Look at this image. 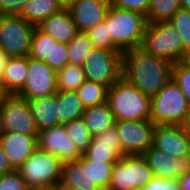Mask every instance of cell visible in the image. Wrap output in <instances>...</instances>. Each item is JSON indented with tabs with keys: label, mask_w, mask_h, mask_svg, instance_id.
Returning a JSON list of instances; mask_svg holds the SVG:
<instances>
[{
	"label": "cell",
	"mask_w": 190,
	"mask_h": 190,
	"mask_svg": "<svg viewBox=\"0 0 190 190\" xmlns=\"http://www.w3.org/2000/svg\"><path fill=\"white\" fill-rule=\"evenodd\" d=\"M174 63L142 48L122 53V77L152 98L172 79Z\"/></svg>",
	"instance_id": "obj_1"
},
{
	"label": "cell",
	"mask_w": 190,
	"mask_h": 190,
	"mask_svg": "<svg viewBox=\"0 0 190 190\" xmlns=\"http://www.w3.org/2000/svg\"><path fill=\"white\" fill-rule=\"evenodd\" d=\"M113 44L123 53L141 48L148 22L146 15L110 5L104 20Z\"/></svg>",
	"instance_id": "obj_2"
},
{
	"label": "cell",
	"mask_w": 190,
	"mask_h": 190,
	"mask_svg": "<svg viewBox=\"0 0 190 190\" xmlns=\"http://www.w3.org/2000/svg\"><path fill=\"white\" fill-rule=\"evenodd\" d=\"M107 101L116 122L150 119L151 98L123 77L108 89Z\"/></svg>",
	"instance_id": "obj_3"
},
{
	"label": "cell",
	"mask_w": 190,
	"mask_h": 190,
	"mask_svg": "<svg viewBox=\"0 0 190 190\" xmlns=\"http://www.w3.org/2000/svg\"><path fill=\"white\" fill-rule=\"evenodd\" d=\"M63 161L37 148L17 169L30 190H49L62 179Z\"/></svg>",
	"instance_id": "obj_4"
},
{
	"label": "cell",
	"mask_w": 190,
	"mask_h": 190,
	"mask_svg": "<svg viewBox=\"0 0 190 190\" xmlns=\"http://www.w3.org/2000/svg\"><path fill=\"white\" fill-rule=\"evenodd\" d=\"M190 109V103L171 79L151 98L150 120L155 125L180 126Z\"/></svg>",
	"instance_id": "obj_5"
},
{
	"label": "cell",
	"mask_w": 190,
	"mask_h": 190,
	"mask_svg": "<svg viewBox=\"0 0 190 190\" xmlns=\"http://www.w3.org/2000/svg\"><path fill=\"white\" fill-rule=\"evenodd\" d=\"M141 48L147 54L173 63L182 61L186 52L179 32L168 21L148 23Z\"/></svg>",
	"instance_id": "obj_6"
},
{
	"label": "cell",
	"mask_w": 190,
	"mask_h": 190,
	"mask_svg": "<svg viewBox=\"0 0 190 190\" xmlns=\"http://www.w3.org/2000/svg\"><path fill=\"white\" fill-rule=\"evenodd\" d=\"M81 66L85 79L109 89L122 77V52L93 47Z\"/></svg>",
	"instance_id": "obj_7"
},
{
	"label": "cell",
	"mask_w": 190,
	"mask_h": 190,
	"mask_svg": "<svg viewBox=\"0 0 190 190\" xmlns=\"http://www.w3.org/2000/svg\"><path fill=\"white\" fill-rule=\"evenodd\" d=\"M152 178V170L143 155H124L113 166L107 190H138Z\"/></svg>",
	"instance_id": "obj_8"
},
{
	"label": "cell",
	"mask_w": 190,
	"mask_h": 190,
	"mask_svg": "<svg viewBox=\"0 0 190 190\" xmlns=\"http://www.w3.org/2000/svg\"><path fill=\"white\" fill-rule=\"evenodd\" d=\"M34 29L21 16H0V49L8 57H27Z\"/></svg>",
	"instance_id": "obj_9"
},
{
	"label": "cell",
	"mask_w": 190,
	"mask_h": 190,
	"mask_svg": "<svg viewBox=\"0 0 190 190\" xmlns=\"http://www.w3.org/2000/svg\"><path fill=\"white\" fill-rule=\"evenodd\" d=\"M155 124L150 120L117 121L115 127L124 155H143L153 145Z\"/></svg>",
	"instance_id": "obj_10"
},
{
	"label": "cell",
	"mask_w": 190,
	"mask_h": 190,
	"mask_svg": "<svg viewBox=\"0 0 190 190\" xmlns=\"http://www.w3.org/2000/svg\"><path fill=\"white\" fill-rule=\"evenodd\" d=\"M4 132L38 135L28 100L9 94L0 106Z\"/></svg>",
	"instance_id": "obj_11"
},
{
	"label": "cell",
	"mask_w": 190,
	"mask_h": 190,
	"mask_svg": "<svg viewBox=\"0 0 190 190\" xmlns=\"http://www.w3.org/2000/svg\"><path fill=\"white\" fill-rule=\"evenodd\" d=\"M56 93V71L44 61L28 56V77L25 85L16 95L26 100H33Z\"/></svg>",
	"instance_id": "obj_12"
},
{
	"label": "cell",
	"mask_w": 190,
	"mask_h": 190,
	"mask_svg": "<svg viewBox=\"0 0 190 190\" xmlns=\"http://www.w3.org/2000/svg\"><path fill=\"white\" fill-rule=\"evenodd\" d=\"M38 148L60 158L63 162L78 160L82 154L67 134L64 125H57L40 131L37 136Z\"/></svg>",
	"instance_id": "obj_13"
},
{
	"label": "cell",
	"mask_w": 190,
	"mask_h": 190,
	"mask_svg": "<svg viewBox=\"0 0 190 190\" xmlns=\"http://www.w3.org/2000/svg\"><path fill=\"white\" fill-rule=\"evenodd\" d=\"M153 177L179 180L189 169L188 157L178 158L169 156L165 151L155 148L153 145L143 154Z\"/></svg>",
	"instance_id": "obj_14"
},
{
	"label": "cell",
	"mask_w": 190,
	"mask_h": 190,
	"mask_svg": "<svg viewBox=\"0 0 190 190\" xmlns=\"http://www.w3.org/2000/svg\"><path fill=\"white\" fill-rule=\"evenodd\" d=\"M111 0H77L66 9L78 32H86L105 20Z\"/></svg>",
	"instance_id": "obj_15"
},
{
	"label": "cell",
	"mask_w": 190,
	"mask_h": 190,
	"mask_svg": "<svg viewBox=\"0 0 190 190\" xmlns=\"http://www.w3.org/2000/svg\"><path fill=\"white\" fill-rule=\"evenodd\" d=\"M153 146L178 158L190 155V137L177 125H156Z\"/></svg>",
	"instance_id": "obj_16"
},
{
	"label": "cell",
	"mask_w": 190,
	"mask_h": 190,
	"mask_svg": "<svg viewBox=\"0 0 190 190\" xmlns=\"http://www.w3.org/2000/svg\"><path fill=\"white\" fill-rule=\"evenodd\" d=\"M83 156L92 162L116 163L124 154L116 127L93 136L91 145Z\"/></svg>",
	"instance_id": "obj_17"
},
{
	"label": "cell",
	"mask_w": 190,
	"mask_h": 190,
	"mask_svg": "<svg viewBox=\"0 0 190 190\" xmlns=\"http://www.w3.org/2000/svg\"><path fill=\"white\" fill-rule=\"evenodd\" d=\"M37 136L12 132H3L0 135V143L14 170L19 169L38 148Z\"/></svg>",
	"instance_id": "obj_18"
},
{
	"label": "cell",
	"mask_w": 190,
	"mask_h": 190,
	"mask_svg": "<svg viewBox=\"0 0 190 190\" xmlns=\"http://www.w3.org/2000/svg\"><path fill=\"white\" fill-rule=\"evenodd\" d=\"M61 183L75 189L101 190L91 186L90 160L83 155L78 160L63 162Z\"/></svg>",
	"instance_id": "obj_19"
},
{
	"label": "cell",
	"mask_w": 190,
	"mask_h": 190,
	"mask_svg": "<svg viewBox=\"0 0 190 190\" xmlns=\"http://www.w3.org/2000/svg\"><path fill=\"white\" fill-rule=\"evenodd\" d=\"M41 31L52 36L57 42L69 43L78 30L66 8L49 16L37 26Z\"/></svg>",
	"instance_id": "obj_20"
},
{
	"label": "cell",
	"mask_w": 190,
	"mask_h": 190,
	"mask_svg": "<svg viewBox=\"0 0 190 190\" xmlns=\"http://www.w3.org/2000/svg\"><path fill=\"white\" fill-rule=\"evenodd\" d=\"M28 104L38 132L59 125L57 93L28 100Z\"/></svg>",
	"instance_id": "obj_21"
},
{
	"label": "cell",
	"mask_w": 190,
	"mask_h": 190,
	"mask_svg": "<svg viewBox=\"0 0 190 190\" xmlns=\"http://www.w3.org/2000/svg\"><path fill=\"white\" fill-rule=\"evenodd\" d=\"M28 77V56L9 57L6 61L1 84L8 94H17Z\"/></svg>",
	"instance_id": "obj_22"
},
{
	"label": "cell",
	"mask_w": 190,
	"mask_h": 190,
	"mask_svg": "<svg viewBox=\"0 0 190 190\" xmlns=\"http://www.w3.org/2000/svg\"><path fill=\"white\" fill-rule=\"evenodd\" d=\"M82 118L92 136L105 132L116 123L108 101L86 108Z\"/></svg>",
	"instance_id": "obj_23"
},
{
	"label": "cell",
	"mask_w": 190,
	"mask_h": 190,
	"mask_svg": "<svg viewBox=\"0 0 190 190\" xmlns=\"http://www.w3.org/2000/svg\"><path fill=\"white\" fill-rule=\"evenodd\" d=\"M63 6L59 0H30L25 4L21 17L37 27L49 16L60 12Z\"/></svg>",
	"instance_id": "obj_24"
},
{
	"label": "cell",
	"mask_w": 190,
	"mask_h": 190,
	"mask_svg": "<svg viewBox=\"0 0 190 190\" xmlns=\"http://www.w3.org/2000/svg\"><path fill=\"white\" fill-rule=\"evenodd\" d=\"M58 123L65 125L81 118L85 110L77 91H57Z\"/></svg>",
	"instance_id": "obj_25"
},
{
	"label": "cell",
	"mask_w": 190,
	"mask_h": 190,
	"mask_svg": "<svg viewBox=\"0 0 190 190\" xmlns=\"http://www.w3.org/2000/svg\"><path fill=\"white\" fill-rule=\"evenodd\" d=\"M57 91H77L86 80L81 65L68 64L56 72Z\"/></svg>",
	"instance_id": "obj_26"
},
{
	"label": "cell",
	"mask_w": 190,
	"mask_h": 190,
	"mask_svg": "<svg viewBox=\"0 0 190 190\" xmlns=\"http://www.w3.org/2000/svg\"><path fill=\"white\" fill-rule=\"evenodd\" d=\"M77 93L85 109L102 104L108 98V88L106 86L87 79L77 89Z\"/></svg>",
	"instance_id": "obj_27"
},
{
	"label": "cell",
	"mask_w": 190,
	"mask_h": 190,
	"mask_svg": "<svg viewBox=\"0 0 190 190\" xmlns=\"http://www.w3.org/2000/svg\"><path fill=\"white\" fill-rule=\"evenodd\" d=\"M181 8V0H151L147 22L168 21Z\"/></svg>",
	"instance_id": "obj_28"
},
{
	"label": "cell",
	"mask_w": 190,
	"mask_h": 190,
	"mask_svg": "<svg viewBox=\"0 0 190 190\" xmlns=\"http://www.w3.org/2000/svg\"><path fill=\"white\" fill-rule=\"evenodd\" d=\"M66 131L72 142L76 145L77 150L83 155L91 145L93 136L86 127L83 118H78L66 123Z\"/></svg>",
	"instance_id": "obj_29"
},
{
	"label": "cell",
	"mask_w": 190,
	"mask_h": 190,
	"mask_svg": "<svg viewBox=\"0 0 190 190\" xmlns=\"http://www.w3.org/2000/svg\"><path fill=\"white\" fill-rule=\"evenodd\" d=\"M93 44L84 32H78L67 44L69 64L82 65Z\"/></svg>",
	"instance_id": "obj_30"
},
{
	"label": "cell",
	"mask_w": 190,
	"mask_h": 190,
	"mask_svg": "<svg viewBox=\"0 0 190 190\" xmlns=\"http://www.w3.org/2000/svg\"><path fill=\"white\" fill-rule=\"evenodd\" d=\"M52 50V36L35 27L29 51V57L41 61H45L48 54Z\"/></svg>",
	"instance_id": "obj_31"
},
{
	"label": "cell",
	"mask_w": 190,
	"mask_h": 190,
	"mask_svg": "<svg viewBox=\"0 0 190 190\" xmlns=\"http://www.w3.org/2000/svg\"><path fill=\"white\" fill-rule=\"evenodd\" d=\"M114 164L90 161L91 186L107 190L111 182Z\"/></svg>",
	"instance_id": "obj_32"
},
{
	"label": "cell",
	"mask_w": 190,
	"mask_h": 190,
	"mask_svg": "<svg viewBox=\"0 0 190 190\" xmlns=\"http://www.w3.org/2000/svg\"><path fill=\"white\" fill-rule=\"evenodd\" d=\"M95 48L120 51L112 41L108 31V24L103 21L85 32Z\"/></svg>",
	"instance_id": "obj_33"
},
{
	"label": "cell",
	"mask_w": 190,
	"mask_h": 190,
	"mask_svg": "<svg viewBox=\"0 0 190 190\" xmlns=\"http://www.w3.org/2000/svg\"><path fill=\"white\" fill-rule=\"evenodd\" d=\"M168 22L179 32L183 48L190 50V11L181 8Z\"/></svg>",
	"instance_id": "obj_34"
},
{
	"label": "cell",
	"mask_w": 190,
	"mask_h": 190,
	"mask_svg": "<svg viewBox=\"0 0 190 190\" xmlns=\"http://www.w3.org/2000/svg\"><path fill=\"white\" fill-rule=\"evenodd\" d=\"M52 70L58 71L69 64L67 43L57 42L52 37V50L44 61Z\"/></svg>",
	"instance_id": "obj_35"
},
{
	"label": "cell",
	"mask_w": 190,
	"mask_h": 190,
	"mask_svg": "<svg viewBox=\"0 0 190 190\" xmlns=\"http://www.w3.org/2000/svg\"><path fill=\"white\" fill-rule=\"evenodd\" d=\"M172 79L190 103V68L185 66L181 61L174 63Z\"/></svg>",
	"instance_id": "obj_36"
},
{
	"label": "cell",
	"mask_w": 190,
	"mask_h": 190,
	"mask_svg": "<svg viewBox=\"0 0 190 190\" xmlns=\"http://www.w3.org/2000/svg\"><path fill=\"white\" fill-rule=\"evenodd\" d=\"M0 190H30L20 173L14 170L10 173L0 175Z\"/></svg>",
	"instance_id": "obj_37"
},
{
	"label": "cell",
	"mask_w": 190,
	"mask_h": 190,
	"mask_svg": "<svg viewBox=\"0 0 190 190\" xmlns=\"http://www.w3.org/2000/svg\"><path fill=\"white\" fill-rule=\"evenodd\" d=\"M151 0H111V5L121 10L137 11L147 15Z\"/></svg>",
	"instance_id": "obj_38"
},
{
	"label": "cell",
	"mask_w": 190,
	"mask_h": 190,
	"mask_svg": "<svg viewBox=\"0 0 190 190\" xmlns=\"http://www.w3.org/2000/svg\"><path fill=\"white\" fill-rule=\"evenodd\" d=\"M30 0H0V16H20Z\"/></svg>",
	"instance_id": "obj_39"
},
{
	"label": "cell",
	"mask_w": 190,
	"mask_h": 190,
	"mask_svg": "<svg viewBox=\"0 0 190 190\" xmlns=\"http://www.w3.org/2000/svg\"><path fill=\"white\" fill-rule=\"evenodd\" d=\"M138 190H181L179 180H167L153 177L143 188Z\"/></svg>",
	"instance_id": "obj_40"
},
{
	"label": "cell",
	"mask_w": 190,
	"mask_h": 190,
	"mask_svg": "<svg viewBox=\"0 0 190 190\" xmlns=\"http://www.w3.org/2000/svg\"><path fill=\"white\" fill-rule=\"evenodd\" d=\"M12 171H14V169L11 167L6 153L4 152L3 147L0 143V175L7 174Z\"/></svg>",
	"instance_id": "obj_41"
},
{
	"label": "cell",
	"mask_w": 190,
	"mask_h": 190,
	"mask_svg": "<svg viewBox=\"0 0 190 190\" xmlns=\"http://www.w3.org/2000/svg\"><path fill=\"white\" fill-rule=\"evenodd\" d=\"M181 190H190V170L179 178Z\"/></svg>",
	"instance_id": "obj_42"
},
{
	"label": "cell",
	"mask_w": 190,
	"mask_h": 190,
	"mask_svg": "<svg viewBox=\"0 0 190 190\" xmlns=\"http://www.w3.org/2000/svg\"><path fill=\"white\" fill-rule=\"evenodd\" d=\"M180 126L182 130L190 137V109Z\"/></svg>",
	"instance_id": "obj_43"
},
{
	"label": "cell",
	"mask_w": 190,
	"mask_h": 190,
	"mask_svg": "<svg viewBox=\"0 0 190 190\" xmlns=\"http://www.w3.org/2000/svg\"><path fill=\"white\" fill-rule=\"evenodd\" d=\"M8 58L9 57L0 49V83L2 81L5 64Z\"/></svg>",
	"instance_id": "obj_44"
},
{
	"label": "cell",
	"mask_w": 190,
	"mask_h": 190,
	"mask_svg": "<svg viewBox=\"0 0 190 190\" xmlns=\"http://www.w3.org/2000/svg\"><path fill=\"white\" fill-rule=\"evenodd\" d=\"M50 190H82L79 188H71L69 186L64 185L63 183L59 182L54 187H52Z\"/></svg>",
	"instance_id": "obj_45"
},
{
	"label": "cell",
	"mask_w": 190,
	"mask_h": 190,
	"mask_svg": "<svg viewBox=\"0 0 190 190\" xmlns=\"http://www.w3.org/2000/svg\"><path fill=\"white\" fill-rule=\"evenodd\" d=\"M185 66L190 68V50H187L184 54V57L181 61Z\"/></svg>",
	"instance_id": "obj_46"
},
{
	"label": "cell",
	"mask_w": 190,
	"mask_h": 190,
	"mask_svg": "<svg viewBox=\"0 0 190 190\" xmlns=\"http://www.w3.org/2000/svg\"><path fill=\"white\" fill-rule=\"evenodd\" d=\"M9 94L5 91L4 87L0 83V106L3 104L4 99L8 96Z\"/></svg>",
	"instance_id": "obj_47"
},
{
	"label": "cell",
	"mask_w": 190,
	"mask_h": 190,
	"mask_svg": "<svg viewBox=\"0 0 190 190\" xmlns=\"http://www.w3.org/2000/svg\"><path fill=\"white\" fill-rule=\"evenodd\" d=\"M76 1L77 0H59V3L63 6V8H67L69 5Z\"/></svg>",
	"instance_id": "obj_48"
},
{
	"label": "cell",
	"mask_w": 190,
	"mask_h": 190,
	"mask_svg": "<svg viewBox=\"0 0 190 190\" xmlns=\"http://www.w3.org/2000/svg\"><path fill=\"white\" fill-rule=\"evenodd\" d=\"M181 7L190 11V0H181Z\"/></svg>",
	"instance_id": "obj_49"
},
{
	"label": "cell",
	"mask_w": 190,
	"mask_h": 190,
	"mask_svg": "<svg viewBox=\"0 0 190 190\" xmlns=\"http://www.w3.org/2000/svg\"><path fill=\"white\" fill-rule=\"evenodd\" d=\"M4 132L3 130V124H2V116H1V111H0V135Z\"/></svg>",
	"instance_id": "obj_50"
},
{
	"label": "cell",
	"mask_w": 190,
	"mask_h": 190,
	"mask_svg": "<svg viewBox=\"0 0 190 190\" xmlns=\"http://www.w3.org/2000/svg\"><path fill=\"white\" fill-rule=\"evenodd\" d=\"M189 169H190V155L188 156Z\"/></svg>",
	"instance_id": "obj_51"
}]
</instances>
